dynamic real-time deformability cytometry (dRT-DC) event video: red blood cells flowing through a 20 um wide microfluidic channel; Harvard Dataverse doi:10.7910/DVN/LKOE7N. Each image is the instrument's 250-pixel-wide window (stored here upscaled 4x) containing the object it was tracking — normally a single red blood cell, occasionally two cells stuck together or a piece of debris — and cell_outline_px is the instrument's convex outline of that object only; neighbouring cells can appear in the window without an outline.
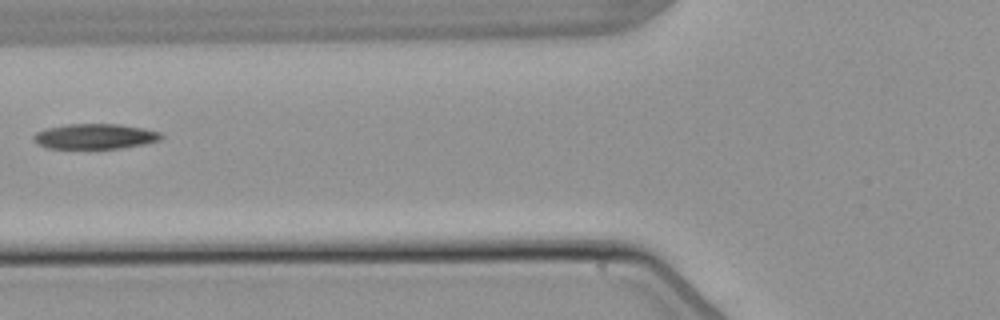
{"species": "common noctule bat (a hibernating species)", "species_latin": "Nyctalus noctula", "temperature_condition": "warm", "stored_images_in_passage": 6, "segment_of_instrument_passage": [2, 2], "camera_frame_rate_fps": 3000, "um_per_image_px": 0.085, "animal": {"sex": "male", "body_mass_g": 21.5, "forearm_length_mm": 52.0}, "frame": {"image": 1, "passage_image": 6, "time_ms": 6.0, "image_size_px": [1000, 320], "cell_outline_px": [[164, 136], [160, 140], [144, 144], [120, 148], [48, 148], [36, 144], [32, 140], [32, 136], [36, 132], [44, 128], [68, 124], [120, 124], [144, 128], [160, 132]], "centroid_in_image_um": [8.04, 11.58], "position_along_channel_um": 117.8, "area_um2": 18.9}}